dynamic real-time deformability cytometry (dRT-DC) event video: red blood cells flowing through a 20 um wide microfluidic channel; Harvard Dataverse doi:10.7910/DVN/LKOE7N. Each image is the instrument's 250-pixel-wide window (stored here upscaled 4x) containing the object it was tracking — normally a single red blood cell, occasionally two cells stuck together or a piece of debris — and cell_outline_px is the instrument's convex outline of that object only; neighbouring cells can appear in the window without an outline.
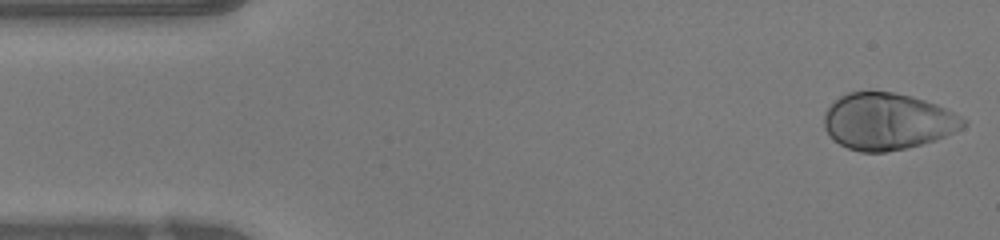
{"species": "human", "species_latin": "Homo sapiens", "temperature_condition": "warm", "stored_images_in_passage": 47, "camera_frame_rate_fps": 3000, "um_per_image_px": 0.085, "donor": {"sex": "female"}, "frame": {"image": 1, "passage_image": 1, "time_ms": 0.0, "image_size_px": [1000, 240], "cell_outline_px": [[968, 124], [936, 140], [904, 148], [884, 152], [860, 152], [848, 148], [840, 144], [824, 128], [824, 112], [840, 96], [848, 92], [892, 92], [912, 96], [936, 104], [968, 120]], "centroid_in_image_um": [75.44, 10.31], "position_along_channel_um": 9.6, "area_um2": 45.49}}
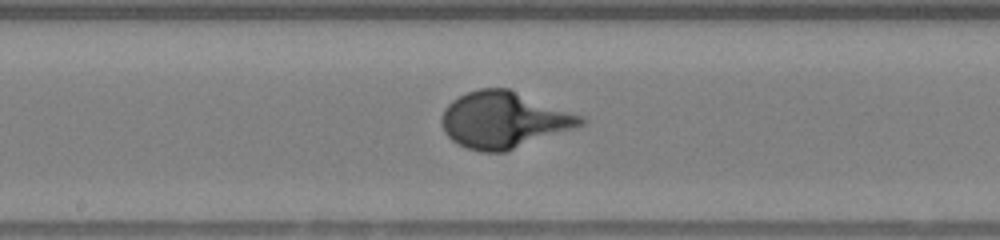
{"frame": {"image": 2, "passage_image": 23, "time_ms": 7.333, "image_size_px": [1000, 240], "cell_outline_px": [[588, 120], [584, 124], [576, 128], [504, 152], [480, 152], [456, 144], [444, 132], [440, 120], [444, 108], [452, 100], [468, 92], [480, 88], [508, 88], [584, 116]], "centroid_in_image_um": [42.83, 10.2], "position_along_channel_um": 205.4, "area_um2": 45.84}}
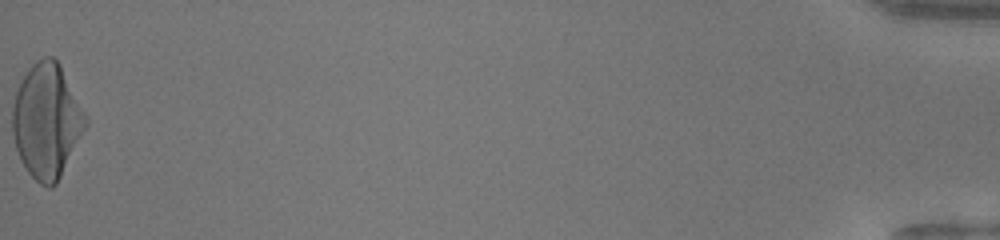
{"frame": {"image": 3, "passage_image": 47, "time_ms": 15.333, "image_size_px": [1000, 240], "cell_outline_px": [[88, 124], [56, 184], [52, 188], [48, 188], [40, 184], [28, 172], [20, 160], [12, 136], [12, 108], [16, 92], [28, 68], [36, 60], [44, 56], [52, 56], [60, 64], [88, 120]], "centroid_in_image_um": [3.96, 10.28], "position_along_channel_um": 431.2, "area_um2": 48.55}}